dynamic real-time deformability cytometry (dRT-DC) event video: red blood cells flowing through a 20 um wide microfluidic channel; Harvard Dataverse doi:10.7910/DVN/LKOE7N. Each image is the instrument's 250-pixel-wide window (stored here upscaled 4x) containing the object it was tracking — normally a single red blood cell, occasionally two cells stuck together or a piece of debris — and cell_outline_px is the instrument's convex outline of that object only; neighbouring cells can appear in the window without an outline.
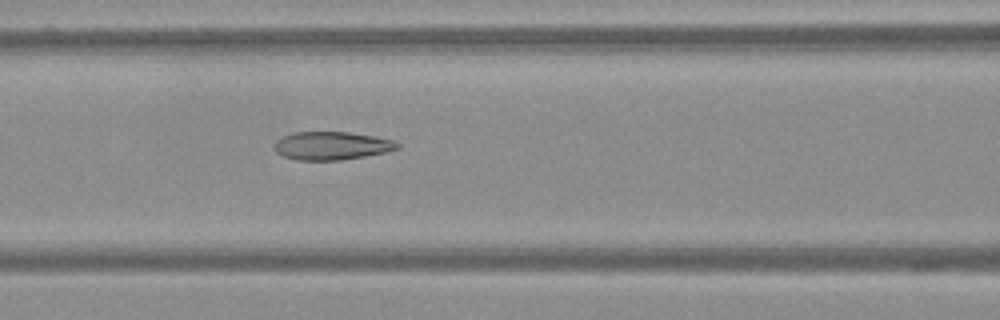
{"species": "Egyptian fruit bat (a non-hibernating species)", "species_latin": "Rousettus aegyptiacus", "temperature_condition": "warm", "stored_images_in_passage": 48, "camera_frame_rate_fps": 3000, "um_per_image_px": 0.085, "frame": {"image": 1, "passage_image": 14, "time_ms": 4.333, "image_size_px": [1000, 320], "cell_outline_px": [[400, 148], [388, 152], [340, 160], [296, 160], [284, 156], [276, 152], [276, 140], [284, 136], [296, 132], [348, 132], [376, 136], [392, 140], [400, 144]], "centroid_in_image_um": [28.24, 12.39], "position_along_channel_um": 138.4, "area_um2": 20.11}}
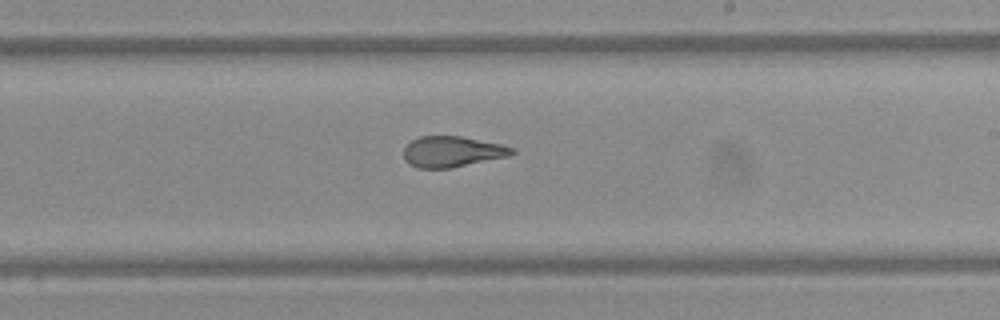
{"frame": {"image": 2, "passage_image": 24, "time_ms": 7.667, "image_size_px": [1000, 320], "cell_outline_px": [[516, 152], [508, 156], [452, 168], [416, 168], [408, 164], [404, 156], [404, 148], [412, 140], [420, 136], [460, 136], [504, 144], [516, 148]], "centroid_in_image_um": [38.46, 12.89], "position_along_channel_um": 250.5, "area_um2": 19.59}}
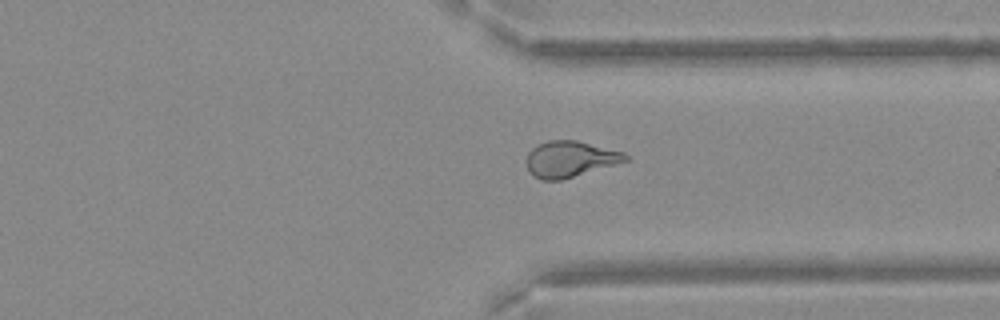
{"frame": {"image": 3, "passage_image": 34, "time_ms": 11.0, "image_size_px": [1000, 320], "cell_outline_px": [[632, 156], [628, 160], [616, 164], [560, 180], [540, 180], [532, 176], [528, 172], [528, 152], [532, 148], [548, 140], [576, 140], [624, 152]], "centroid_in_image_um": [48.47, 13.52], "position_along_channel_um": 362.9, "area_um2": 20.69}}